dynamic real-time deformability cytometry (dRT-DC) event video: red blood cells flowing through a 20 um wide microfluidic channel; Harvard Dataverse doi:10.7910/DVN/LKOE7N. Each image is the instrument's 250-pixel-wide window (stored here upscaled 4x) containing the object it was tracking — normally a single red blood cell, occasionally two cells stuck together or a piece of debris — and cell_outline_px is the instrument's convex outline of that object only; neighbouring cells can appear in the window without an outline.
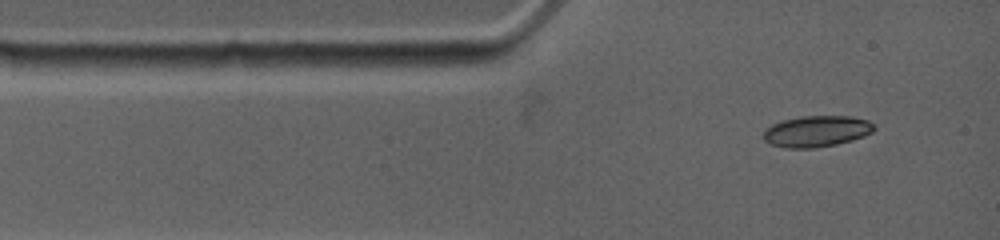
{"species": "common noctule bat (a hibernating species)", "species_latin": "Nyctalus noctula", "temperature_condition": "warm", "stored_images_in_passage": 29, "camera_frame_rate_fps": 4500, "um_per_image_px": 0.085, "animal": {"sex": "female", "body_mass_g": 19.0, "forearm_length_mm": 53.3}, "frame": {"image": 1, "passage_image": 1, "time_ms": 0.0, "image_size_px": [1000, 240], "cell_outline_px": [[876, 128], [872, 132], [864, 136], [852, 140], [836, 144], [816, 148], [784, 148], [772, 144], [764, 140], [764, 128], [780, 120], [800, 116], [852, 116], [868, 120], [876, 124]], "centroid_in_image_um": [69.42, 11.15], "position_along_channel_um": 15.6, "area_um2": 20.4}}
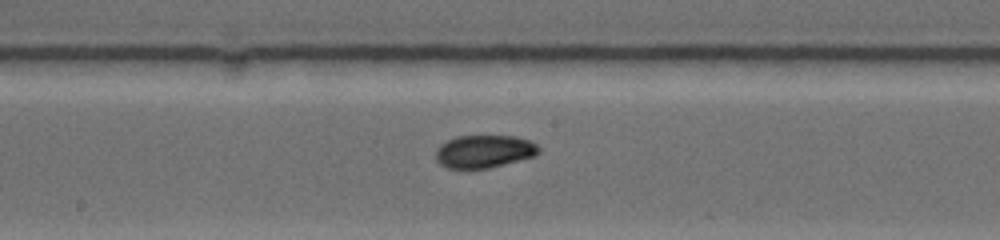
{"frame": {"image": 2, "passage_image": 11, "time_ms": 5.556, "image_size_px": [1000, 240], "cell_outline_px": [[540, 152], [536, 156], [488, 168], [448, 168], [440, 164], [436, 160], [436, 148], [440, 144], [456, 136], [516, 136], [532, 140], [540, 148]], "centroid_in_image_um": [41.18, 12.86], "position_along_channel_um": 207.0, "area_um2": 19.83}}
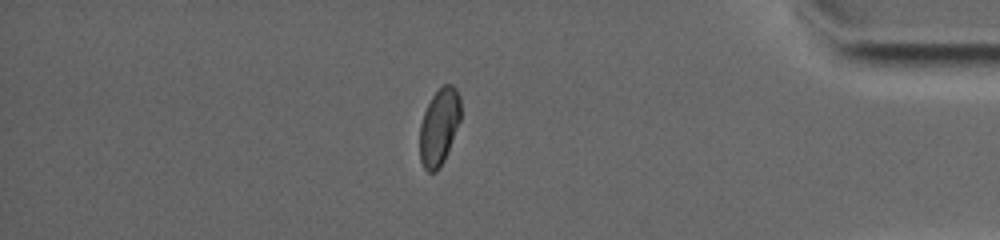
{"frame": {"image": 3, "passage_image": 22, "time_ms": 11.556, "image_size_px": [1000, 240], "cell_outline_px": [[460, 120], [444, 160], [440, 168], [436, 172], [428, 172], [424, 168], [420, 160], [420, 124], [424, 112], [432, 96], [444, 84], [452, 84], [456, 88], [460, 96]], "centroid_in_image_um": [37.32, 10.78], "position_along_channel_um": 397.9, "area_um2": 18.21}, "authors_computed_cell_mechanics": {"area_um2": 19.2474, "velocity_mm_per_s": 3.8373, "shape_relaxation_time_tau1_ms": null, "shape_relaxation_time_tau2_ms": 10.4458, "deformation_change_tau1": null, "deformation_change_tau2": 0.0985}}